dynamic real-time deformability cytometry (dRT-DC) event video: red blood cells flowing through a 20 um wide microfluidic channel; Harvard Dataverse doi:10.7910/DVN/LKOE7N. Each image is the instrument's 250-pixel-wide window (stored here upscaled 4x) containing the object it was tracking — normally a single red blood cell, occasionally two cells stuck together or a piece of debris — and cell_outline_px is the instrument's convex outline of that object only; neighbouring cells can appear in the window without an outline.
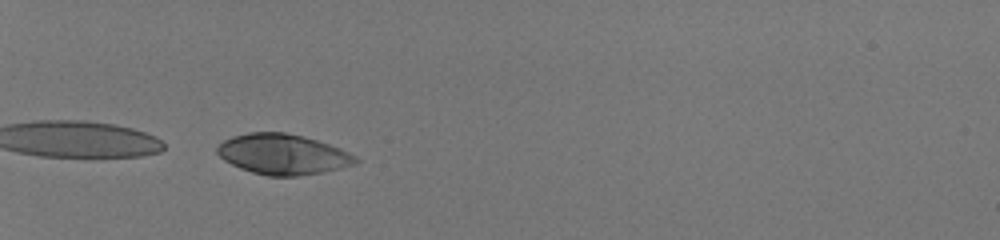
{"species": "human", "species_latin": "Homo sapiens", "temperature_condition": "room temperature", "stored_images_in_passage": 6, "camera_frame_rate_fps": 3000, "um_per_image_px": 0.085, "donor": {"sex": "male"}, "frame": {"image": 1, "passage_image": 2, "time_ms": 0.333, "image_size_px": [1000, 240], "cell_outline_px": [[360, 160], [356, 164], [320, 172], [296, 176], [268, 176], [252, 172], [240, 168], [224, 160], [216, 152], [216, 148], [224, 140], [232, 136], [248, 132], [284, 132], [304, 136], [340, 148], [356, 156]], "centroid_in_image_um": [24.03, 13.1], "position_along_channel_um": 61.0, "area_um2": 32.43}}